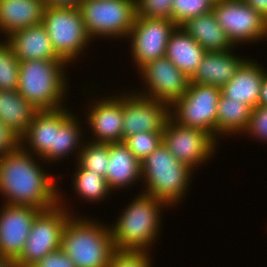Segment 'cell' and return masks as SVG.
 Instances as JSON below:
<instances>
[{
	"mask_svg": "<svg viewBox=\"0 0 267 267\" xmlns=\"http://www.w3.org/2000/svg\"><path fill=\"white\" fill-rule=\"evenodd\" d=\"M44 164L47 165L21 145L1 157L0 195L3 199L1 202L31 206L41 211L58 205V185L62 181L58 179H63L61 178L63 175L49 173L48 169H44Z\"/></svg>",
	"mask_w": 267,
	"mask_h": 267,
	"instance_id": "6da1fadb",
	"label": "cell"
},
{
	"mask_svg": "<svg viewBox=\"0 0 267 267\" xmlns=\"http://www.w3.org/2000/svg\"><path fill=\"white\" fill-rule=\"evenodd\" d=\"M129 199L114 223L109 225L115 249L152 252V247L160 243L157 241L162 236L164 209L171 208L140 191Z\"/></svg>",
	"mask_w": 267,
	"mask_h": 267,
	"instance_id": "7a4b0ae2",
	"label": "cell"
},
{
	"mask_svg": "<svg viewBox=\"0 0 267 267\" xmlns=\"http://www.w3.org/2000/svg\"><path fill=\"white\" fill-rule=\"evenodd\" d=\"M69 67L64 60L20 61L17 92L38 111L64 108L71 91Z\"/></svg>",
	"mask_w": 267,
	"mask_h": 267,
	"instance_id": "3957f363",
	"label": "cell"
},
{
	"mask_svg": "<svg viewBox=\"0 0 267 267\" xmlns=\"http://www.w3.org/2000/svg\"><path fill=\"white\" fill-rule=\"evenodd\" d=\"M83 214L67 220L60 248L76 267H108L116 250L109 224Z\"/></svg>",
	"mask_w": 267,
	"mask_h": 267,
	"instance_id": "277c9868",
	"label": "cell"
},
{
	"mask_svg": "<svg viewBox=\"0 0 267 267\" xmlns=\"http://www.w3.org/2000/svg\"><path fill=\"white\" fill-rule=\"evenodd\" d=\"M194 172L196 170L178 161L162 143L141 161L143 187L139 188L140 192L165 202L171 209L175 208L186 199Z\"/></svg>",
	"mask_w": 267,
	"mask_h": 267,
	"instance_id": "5b68a950",
	"label": "cell"
},
{
	"mask_svg": "<svg viewBox=\"0 0 267 267\" xmlns=\"http://www.w3.org/2000/svg\"><path fill=\"white\" fill-rule=\"evenodd\" d=\"M60 188L59 185V204L41 211L35 217L23 252L15 261V267H32L47 254L60 249L67 220L72 215H81L80 212H75L72 202L65 200L66 193Z\"/></svg>",
	"mask_w": 267,
	"mask_h": 267,
	"instance_id": "8992f818",
	"label": "cell"
},
{
	"mask_svg": "<svg viewBox=\"0 0 267 267\" xmlns=\"http://www.w3.org/2000/svg\"><path fill=\"white\" fill-rule=\"evenodd\" d=\"M77 8L95 43L126 40L136 18L135 0H84Z\"/></svg>",
	"mask_w": 267,
	"mask_h": 267,
	"instance_id": "52a82bcc",
	"label": "cell"
},
{
	"mask_svg": "<svg viewBox=\"0 0 267 267\" xmlns=\"http://www.w3.org/2000/svg\"><path fill=\"white\" fill-rule=\"evenodd\" d=\"M42 24L58 56L71 67L94 42L77 7H45Z\"/></svg>",
	"mask_w": 267,
	"mask_h": 267,
	"instance_id": "ba28073f",
	"label": "cell"
},
{
	"mask_svg": "<svg viewBox=\"0 0 267 267\" xmlns=\"http://www.w3.org/2000/svg\"><path fill=\"white\" fill-rule=\"evenodd\" d=\"M221 88L190 82L184 95L170 106V116L181 126L205 130L216 139Z\"/></svg>",
	"mask_w": 267,
	"mask_h": 267,
	"instance_id": "9c48e42d",
	"label": "cell"
},
{
	"mask_svg": "<svg viewBox=\"0 0 267 267\" xmlns=\"http://www.w3.org/2000/svg\"><path fill=\"white\" fill-rule=\"evenodd\" d=\"M85 89L83 93H86L91 97L87 99L88 102L86 108L82 109V115L85 118V131L86 135H93L89 141L96 143H116L122 142V128H123V91L115 92L114 94L97 95L94 90L89 92L90 85H81ZM121 92V93H120ZM91 93V94H90ZM95 93V94H94ZM95 96V97H94ZM100 96V97H99ZM98 97V98H97ZM92 99V100H90ZM89 100V101H88ZM87 109V110H86ZM86 111V112H85ZM91 131H90V130ZM89 130V132H88Z\"/></svg>",
	"mask_w": 267,
	"mask_h": 267,
	"instance_id": "30bf717a",
	"label": "cell"
},
{
	"mask_svg": "<svg viewBox=\"0 0 267 267\" xmlns=\"http://www.w3.org/2000/svg\"><path fill=\"white\" fill-rule=\"evenodd\" d=\"M212 11L235 47L267 41V19L243 0L214 1Z\"/></svg>",
	"mask_w": 267,
	"mask_h": 267,
	"instance_id": "8fae6325",
	"label": "cell"
},
{
	"mask_svg": "<svg viewBox=\"0 0 267 267\" xmlns=\"http://www.w3.org/2000/svg\"><path fill=\"white\" fill-rule=\"evenodd\" d=\"M219 143L205 130L181 126L171 118L163 131V144L169 152L193 170H199L215 158Z\"/></svg>",
	"mask_w": 267,
	"mask_h": 267,
	"instance_id": "7c38bea8",
	"label": "cell"
},
{
	"mask_svg": "<svg viewBox=\"0 0 267 267\" xmlns=\"http://www.w3.org/2000/svg\"><path fill=\"white\" fill-rule=\"evenodd\" d=\"M177 25L167 19L136 16L127 37L131 61L135 70L146 63L165 57L170 35Z\"/></svg>",
	"mask_w": 267,
	"mask_h": 267,
	"instance_id": "4fadbf2b",
	"label": "cell"
},
{
	"mask_svg": "<svg viewBox=\"0 0 267 267\" xmlns=\"http://www.w3.org/2000/svg\"><path fill=\"white\" fill-rule=\"evenodd\" d=\"M137 73L140 82L143 81L140 86L143 85L132 90L170 106L184 95L190 84V78L166 57L146 63Z\"/></svg>",
	"mask_w": 267,
	"mask_h": 267,
	"instance_id": "5bb4252c",
	"label": "cell"
},
{
	"mask_svg": "<svg viewBox=\"0 0 267 267\" xmlns=\"http://www.w3.org/2000/svg\"><path fill=\"white\" fill-rule=\"evenodd\" d=\"M170 116V105L123 90L122 141L140 132H163Z\"/></svg>",
	"mask_w": 267,
	"mask_h": 267,
	"instance_id": "9a60e30c",
	"label": "cell"
},
{
	"mask_svg": "<svg viewBox=\"0 0 267 267\" xmlns=\"http://www.w3.org/2000/svg\"><path fill=\"white\" fill-rule=\"evenodd\" d=\"M0 204V255L15 262L23 252L32 223L41 210L31 206Z\"/></svg>",
	"mask_w": 267,
	"mask_h": 267,
	"instance_id": "2e32d148",
	"label": "cell"
},
{
	"mask_svg": "<svg viewBox=\"0 0 267 267\" xmlns=\"http://www.w3.org/2000/svg\"><path fill=\"white\" fill-rule=\"evenodd\" d=\"M67 107L38 111L26 133L20 138V145L29 153L42 159L54 148L55 131L75 110L70 109V106Z\"/></svg>",
	"mask_w": 267,
	"mask_h": 267,
	"instance_id": "e0dca14e",
	"label": "cell"
},
{
	"mask_svg": "<svg viewBox=\"0 0 267 267\" xmlns=\"http://www.w3.org/2000/svg\"><path fill=\"white\" fill-rule=\"evenodd\" d=\"M237 48L239 47L228 51L206 52L197 71L190 78V82L219 88L225 86L248 59L246 54V57L238 55L234 51Z\"/></svg>",
	"mask_w": 267,
	"mask_h": 267,
	"instance_id": "ac0fdd59",
	"label": "cell"
},
{
	"mask_svg": "<svg viewBox=\"0 0 267 267\" xmlns=\"http://www.w3.org/2000/svg\"><path fill=\"white\" fill-rule=\"evenodd\" d=\"M105 179L114 192L128 190L142 184L141 162L122 142L109 143V163Z\"/></svg>",
	"mask_w": 267,
	"mask_h": 267,
	"instance_id": "d6986e66",
	"label": "cell"
},
{
	"mask_svg": "<svg viewBox=\"0 0 267 267\" xmlns=\"http://www.w3.org/2000/svg\"><path fill=\"white\" fill-rule=\"evenodd\" d=\"M266 71L267 67L248 55L236 75L221 88V93L226 98L241 101L254 109L259 106L260 90Z\"/></svg>",
	"mask_w": 267,
	"mask_h": 267,
	"instance_id": "ffe728a7",
	"label": "cell"
},
{
	"mask_svg": "<svg viewBox=\"0 0 267 267\" xmlns=\"http://www.w3.org/2000/svg\"><path fill=\"white\" fill-rule=\"evenodd\" d=\"M5 41L11 46L19 61L62 60L54 50L42 23L19 29Z\"/></svg>",
	"mask_w": 267,
	"mask_h": 267,
	"instance_id": "44dd1931",
	"label": "cell"
},
{
	"mask_svg": "<svg viewBox=\"0 0 267 267\" xmlns=\"http://www.w3.org/2000/svg\"><path fill=\"white\" fill-rule=\"evenodd\" d=\"M81 118L83 115L73 112L55 131L54 148L42 158L47 165L65 162V159L70 160L69 157L73 156L75 160L72 161L77 162L86 140L85 121Z\"/></svg>",
	"mask_w": 267,
	"mask_h": 267,
	"instance_id": "7402d4cb",
	"label": "cell"
},
{
	"mask_svg": "<svg viewBox=\"0 0 267 267\" xmlns=\"http://www.w3.org/2000/svg\"><path fill=\"white\" fill-rule=\"evenodd\" d=\"M44 9L43 0H0V40L19 29L41 24Z\"/></svg>",
	"mask_w": 267,
	"mask_h": 267,
	"instance_id": "603a6c76",
	"label": "cell"
},
{
	"mask_svg": "<svg viewBox=\"0 0 267 267\" xmlns=\"http://www.w3.org/2000/svg\"><path fill=\"white\" fill-rule=\"evenodd\" d=\"M206 52L182 26H177L168 40L165 57L191 78L197 71Z\"/></svg>",
	"mask_w": 267,
	"mask_h": 267,
	"instance_id": "cb8c5ba5",
	"label": "cell"
},
{
	"mask_svg": "<svg viewBox=\"0 0 267 267\" xmlns=\"http://www.w3.org/2000/svg\"><path fill=\"white\" fill-rule=\"evenodd\" d=\"M182 27L207 52L228 51L235 48L217 22L213 11L189 19Z\"/></svg>",
	"mask_w": 267,
	"mask_h": 267,
	"instance_id": "d4e9b609",
	"label": "cell"
},
{
	"mask_svg": "<svg viewBox=\"0 0 267 267\" xmlns=\"http://www.w3.org/2000/svg\"><path fill=\"white\" fill-rule=\"evenodd\" d=\"M252 108L241 101L226 98L222 93L218 101L216 140L241 136L248 127ZM232 135V136H231ZM223 136V137H222Z\"/></svg>",
	"mask_w": 267,
	"mask_h": 267,
	"instance_id": "484cf974",
	"label": "cell"
},
{
	"mask_svg": "<svg viewBox=\"0 0 267 267\" xmlns=\"http://www.w3.org/2000/svg\"><path fill=\"white\" fill-rule=\"evenodd\" d=\"M37 112L17 90H0V121L20 138L26 133Z\"/></svg>",
	"mask_w": 267,
	"mask_h": 267,
	"instance_id": "4316f807",
	"label": "cell"
},
{
	"mask_svg": "<svg viewBox=\"0 0 267 267\" xmlns=\"http://www.w3.org/2000/svg\"><path fill=\"white\" fill-rule=\"evenodd\" d=\"M73 177L71 180L72 190L74 196L77 195L78 199L88 204H100L104 202L114 192L109 188L105 177L100 176L89 169L82 168L77 162H74ZM75 171V172H74ZM107 198V199H106Z\"/></svg>",
	"mask_w": 267,
	"mask_h": 267,
	"instance_id": "83f0119b",
	"label": "cell"
},
{
	"mask_svg": "<svg viewBox=\"0 0 267 267\" xmlns=\"http://www.w3.org/2000/svg\"><path fill=\"white\" fill-rule=\"evenodd\" d=\"M77 163L84 169L105 177L109 163V143L85 140Z\"/></svg>",
	"mask_w": 267,
	"mask_h": 267,
	"instance_id": "f1b7e54d",
	"label": "cell"
},
{
	"mask_svg": "<svg viewBox=\"0 0 267 267\" xmlns=\"http://www.w3.org/2000/svg\"><path fill=\"white\" fill-rule=\"evenodd\" d=\"M20 61L11 46L0 40V90L13 91L19 85Z\"/></svg>",
	"mask_w": 267,
	"mask_h": 267,
	"instance_id": "f546056e",
	"label": "cell"
},
{
	"mask_svg": "<svg viewBox=\"0 0 267 267\" xmlns=\"http://www.w3.org/2000/svg\"><path fill=\"white\" fill-rule=\"evenodd\" d=\"M214 0H173L172 21L182 26L189 19L213 10Z\"/></svg>",
	"mask_w": 267,
	"mask_h": 267,
	"instance_id": "4dcf8cb0",
	"label": "cell"
},
{
	"mask_svg": "<svg viewBox=\"0 0 267 267\" xmlns=\"http://www.w3.org/2000/svg\"><path fill=\"white\" fill-rule=\"evenodd\" d=\"M123 142L141 162L163 143V132H140L125 138Z\"/></svg>",
	"mask_w": 267,
	"mask_h": 267,
	"instance_id": "1f68e13d",
	"label": "cell"
},
{
	"mask_svg": "<svg viewBox=\"0 0 267 267\" xmlns=\"http://www.w3.org/2000/svg\"><path fill=\"white\" fill-rule=\"evenodd\" d=\"M149 251L115 250L108 267H153L154 260Z\"/></svg>",
	"mask_w": 267,
	"mask_h": 267,
	"instance_id": "d6a6232c",
	"label": "cell"
},
{
	"mask_svg": "<svg viewBox=\"0 0 267 267\" xmlns=\"http://www.w3.org/2000/svg\"><path fill=\"white\" fill-rule=\"evenodd\" d=\"M173 0H135L136 16L172 21Z\"/></svg>",
	"mask_w": 267,
	"mask_h": 267,
	"instance_id": "836d02e7",
	"label": "cell"
},
{
	"mask_svg": "<svg viewBox=\"0 0 267 267\" xmlns=\"http://www.w3.org/2000/svg\"><path fill=\"white\" fill-rule=\"evenodd\" d=\"M243 137L252 141L267 144V106H258L252 109L249 124ZM247 135V136H246Z\"/></svg>",
	"mask_w": 267,
	"mask_h": 267,
	"instance_id": "e575fe53",
	"label": "cell"
},
{
	"mask_svg": "<svg viewBox=\"0 0 267 267\" xmlns=\"http://www.w3.org/2000/svg\"><path fill=\"white\" fill-rule=\"evenodd\" d=\"M32 267H76L70 257L61 248L44 256Z\"/></svg>",
	"mask_w": 267,
	"mask_h": 267,
	"instance_id": "d590c367",
	"label": "cell"
},
{
	"mask_svg": "<svg viewBox=\"0 0 267 267\" xmlns=\"http://www.w3.org/2000/svg\"><path fill=\"white\" fill-rule=\"evenodd\" d=\"M20 146V137L0 121V158Z\"/></svg>",
	"mask_w": 267,
	"mask_h": 267,
	"instance_id": "8d00e7d4",
	"label": "cell"
},
{
	"mask_svg": "<svg viewBox=\"0 0 267 267\" xmlns=\"http://www.w3.org/2000/svg\"><path fill=\"white\" fill-rule=\"evenodd\" d=\"M84 0H43L45 7H78Z\"/></svg>",
	"mask_w": 267,
	"mask_h": 267,
	"instance_id": "74e56055",
	"label": "cell"
},
{
	"mask_svg": "<svg viewBox=\"0 0 267 267\" xmlns=\"http://www.w3.org/2000/svg\"><path fill=\"white\" fill-rule=\"evenodd\" d=\"M248 6L261 13L267 19V0H243Z\"/></svg>",
	"mask_w": 267,
	"mask_h": 267,
	"instance_id": "f35d334b",
	"label": "cell"
},
{
	"mask_svg": "<svg viewBox=\"0 0 267 267\" xmlns=\"http://www.w3.org/2000/svg\"><path fill=\"white\" fill-rule=\"evenodd\" d=\"M259 106H267V71L265 72L261 85Z\"/></svg>",
	"mask_w": 267,
	"mask_h": 267,
	"instance_id": "ab89813d",
	"label": "cell"
},
{
	"mask_svg": "<svg viewBox=\"0 0 267 267\" xmlns=\"http://www.w3.org/2000/svg\"><path fill=\"white\" fill-rule=\"evenodd\" d=\"M0 267H15V262L0 255Z\"/></svg>",
	"mask_w": 267,
	"mask_h": 267,
	"instance_id": "60d3db41",
	"label": "cell"
}]
</instances>
